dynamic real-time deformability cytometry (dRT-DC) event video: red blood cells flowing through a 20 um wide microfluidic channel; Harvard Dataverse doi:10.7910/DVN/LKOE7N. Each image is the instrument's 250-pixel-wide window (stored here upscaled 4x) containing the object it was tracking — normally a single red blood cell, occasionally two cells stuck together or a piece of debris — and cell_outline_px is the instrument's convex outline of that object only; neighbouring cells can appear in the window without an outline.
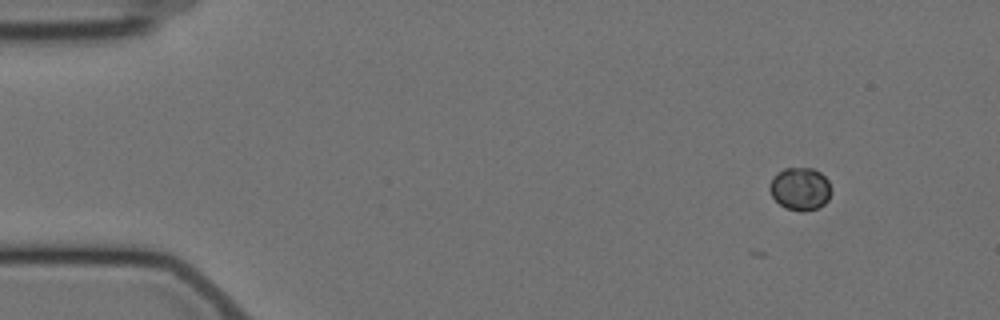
{"species": "Egyptian fruit bat (a non-hibernating species)", "species_latin": "Rousettus aegyptiacus", "temperature_condition": "cold", "stored_images_in_passage": 5, "camera_frame_rate_fps": 3000, "um_per_image_px": 0.085, "animal": {"sex": "female"}, "frame": {"image": 1, "passage_image": 2, "time_ms": 1.0, "image_size_px": [1000, 320], "cell_outline_px": [[832, 192], [828, 200], [824, 204], [816, 208], [804, 212], [800, 212], [784, 208], [772, 196], [768, 188], [772, 176], [776, 172], [784, 168], [812, 168], [820, 172], [828, 180], [832, 188]], "centroid_in_image_um": [68.01, 16.05], "position_along_channel_um": 17.0, "area_um2": 15.66}}